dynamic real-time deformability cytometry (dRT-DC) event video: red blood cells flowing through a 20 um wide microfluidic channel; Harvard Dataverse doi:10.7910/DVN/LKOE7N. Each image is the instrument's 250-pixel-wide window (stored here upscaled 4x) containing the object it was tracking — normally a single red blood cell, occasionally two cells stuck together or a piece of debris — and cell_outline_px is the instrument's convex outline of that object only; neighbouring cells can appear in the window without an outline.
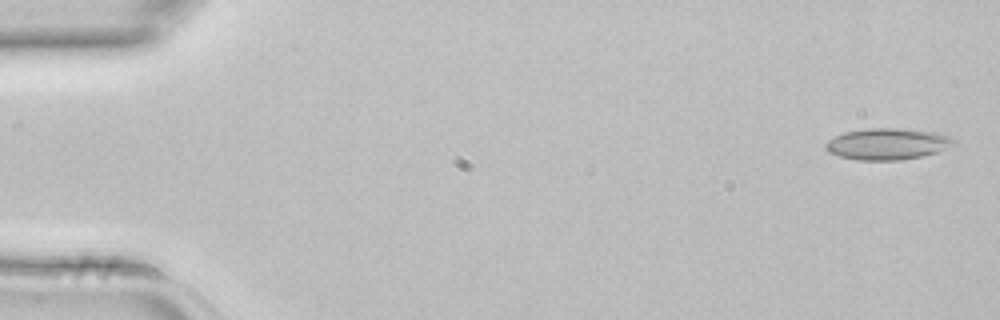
{"species": "common noctule bat (a hibernating species)", "species_latin": "Nyctalus noctula", "temperature_condition": "room temperature", "stored_images_in_passage": 3, "camera_frame_rate_fps": 3000, "um_per_image_px": 0.085, "animal": {"sex": "female", "body_mass_g": 22.7, "forearm_length_mm": 54.2}, "frame": {"image": 1, "passage_image": 1, "time_ms": 0.0, "image_size_px": [1000, 320], "cell_outline_px": [[956, 144], [936, 152], [924, 156], [900, 160], [856, 160], [840, 156], [828, 152], [824, 148], [824, 144], [828, 140], [844, 132], [868, 128], [904, 128], [932, 132], [948, 136], [956, 140]], "centroid_in_image_um": [75.41, 12.24], "position_along_channel_um": 9.6, "area_um2": 23.52}}